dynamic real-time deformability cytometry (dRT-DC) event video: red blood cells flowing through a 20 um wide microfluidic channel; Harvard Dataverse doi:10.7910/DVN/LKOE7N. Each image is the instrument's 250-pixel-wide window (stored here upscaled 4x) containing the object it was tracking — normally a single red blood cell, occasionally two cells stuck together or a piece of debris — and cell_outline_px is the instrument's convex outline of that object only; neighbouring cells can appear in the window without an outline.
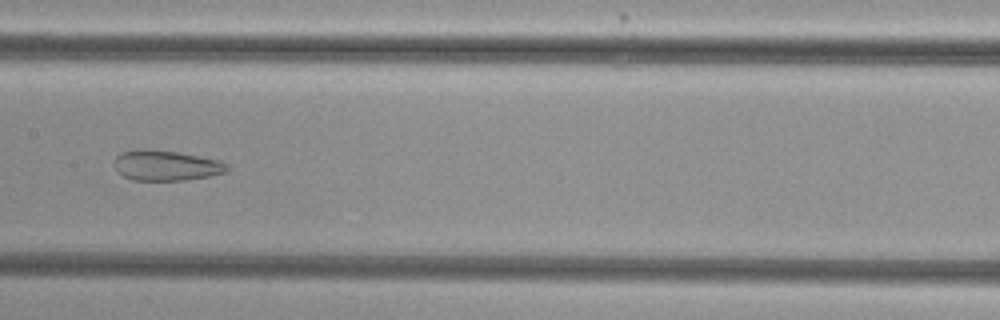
{"species": "common noctule bat (a hibernating species)", "species_latin": "Nyctalus noctula", "temperature_condition": "cold", "stored_images_in_passage": 49, "camera_frame_rate_fps": 3000, "um_per_image_px": 0.085, "animal": {"sex": "female", "body_mass_g": 29.2, "forearm_length_mm": 56.3}, "frame": {"image": 1, "passage_image": 28, "time_ms": 9.0, "image_size_px": [1000, 320], "cell_outline_px": [[228, 168], [224, 172], [208, 176], [184, 180], [132, 180], [116, 172], [116, 156], [120, 152], [136, 148], [148, 148], [180, 152], [220, 160], [228, 164]], "centroid_in_image_um": [14.09, 14.04], "position_along_channel_um": 193.3, "area_um2": 20.11}}
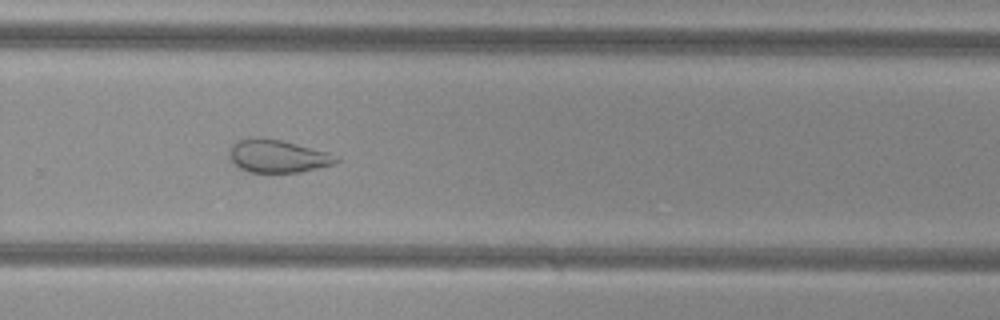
{"frame": {"image": 2, "passage_image": 37, "time_ms": 12.0, "image_size_px": [1000, 320], "cell_outline_px": [[340, 160], [336, 164], [300, 172], [248, 172], [240, 168], [228, 156], [228, 152], [232, 144], [236, 140], [256, 136], [264, 136], [328, 152]], "centroid_in_image_um": [23.56, 13.25], "position_along_channel_um": 306.2, "area_um2": 20.58}}
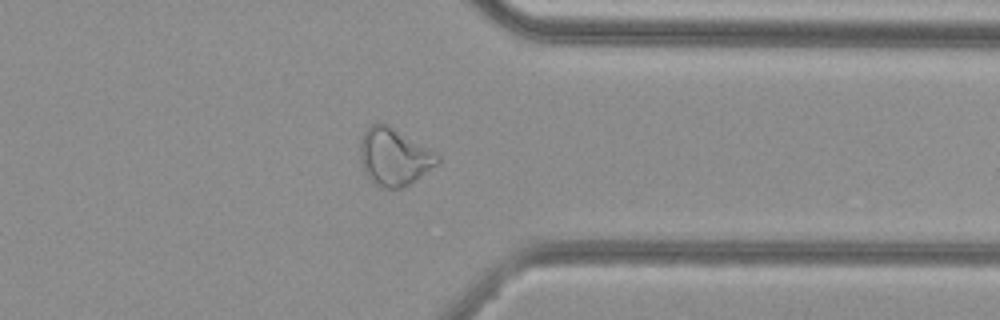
{"frame": {"image": 3, "passage_image": 43, "time_ms": 14.0, "image_size_px": [1000, 320], "cell_outline_px": [[440, 160], [436, 164], [408, 184], [400, 188], [384, 188], [372, 184], [368, 180], [360, 164], [360, 144], [364, 132], [372, 124], [388, 124], [436, 152], [440, 156]], "centroid_in_image_um": [33.46, 13.34], "position_along_channel_um": 377.9, "area_um2": 25.66}}